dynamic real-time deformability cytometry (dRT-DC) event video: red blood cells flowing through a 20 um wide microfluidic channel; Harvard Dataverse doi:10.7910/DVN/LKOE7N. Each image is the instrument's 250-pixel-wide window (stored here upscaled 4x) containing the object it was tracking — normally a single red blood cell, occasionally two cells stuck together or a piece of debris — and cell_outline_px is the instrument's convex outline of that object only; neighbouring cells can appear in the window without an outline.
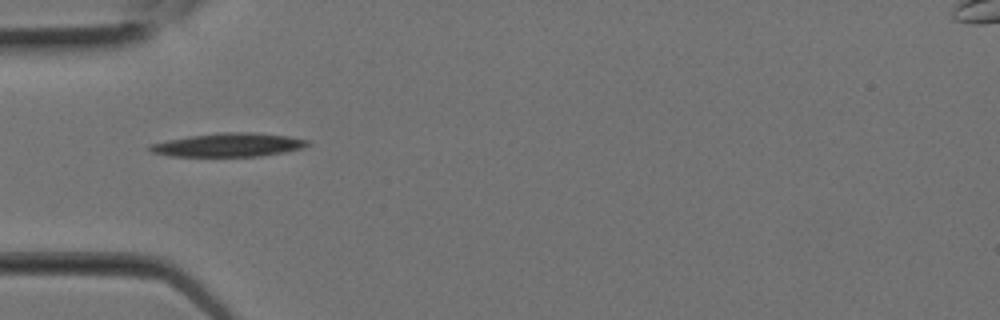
{"species": "Egyptian fruit bat (a non-hibernating species)", "species_latin": "Rousettus aegyptiacus", "temperature_condition": "room temperature", "stored_images_in_passage": 2, "camera_frame_rate_fps": 3000, "um_per_image_px": 0.085, "animal": {"sex": "female"}, "frame": {"image": 1, "passage_image": 2, "time_ms": 0.333, "image_size_px": [1000, 320], "cell_outline_px": [[312, 144], [304, 148], [284, 152], [260, 156], [168, 156], [152, 152], [144, 148], [148, 144], [188, 136], [220, 132], [252, 132], [288, 136], [308, 140]], "centroid_in_image_um": [19.4, 12.31], "position_along_channel_um": 65.6, "area_um2": 21.91}}